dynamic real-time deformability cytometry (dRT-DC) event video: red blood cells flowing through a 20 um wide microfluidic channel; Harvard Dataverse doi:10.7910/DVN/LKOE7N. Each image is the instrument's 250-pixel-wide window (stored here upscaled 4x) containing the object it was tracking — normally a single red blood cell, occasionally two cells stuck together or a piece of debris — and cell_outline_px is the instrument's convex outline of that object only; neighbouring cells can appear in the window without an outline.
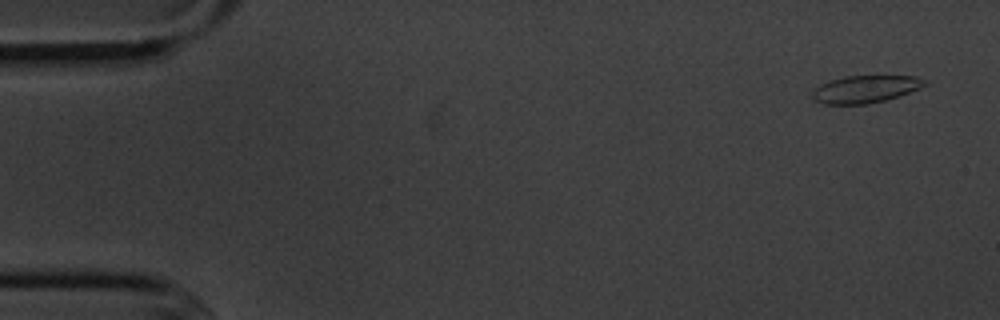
{"species": "common noctule bat (a hibernating species)", "species_latin": "Nyctalus noctula", "temperature_condition": "cold", "stored_images_in_passage": 5, "camera_frame_rate_fps": 3000, "um_per_image_px": 0.085, "animal": {"sex": "male", "body_mass_g": 20.1, "forearm_length_mm": 53.5}, "frame": {"image": 1, "passage_image": 1, "time_ms": 0.0, "image_size_px": [1000, 320], "cell_outline_px": [[928, 84], [920, 88], [900, 96], [868, 104], [824, 104], [816, 100], [812, 96], [812, 92], [820, 84], [828, 80], [844, 76], [916, 76], [928, 80]], "centroid_in_image_um": [73.59, 7.56], "position_along_channel_um": 11.4, "area_um2": 18.03}}